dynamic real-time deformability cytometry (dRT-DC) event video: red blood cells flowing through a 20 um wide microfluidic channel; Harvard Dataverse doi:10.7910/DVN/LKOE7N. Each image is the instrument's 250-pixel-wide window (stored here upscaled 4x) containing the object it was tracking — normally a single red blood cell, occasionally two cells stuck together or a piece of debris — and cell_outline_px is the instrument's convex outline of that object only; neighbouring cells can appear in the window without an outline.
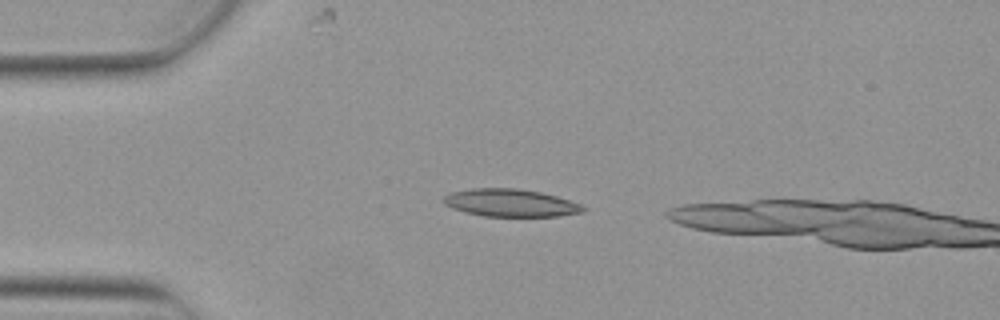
{"species": "Egyptian fruit bat (a non-hibernating species)", "species_latin": "Rousettus aegyptiacus", "temperature_condition": "warm", "stored_images_in_passage": 2, "camera_frame_rate_fps": 3000, "um_per_image_px": 0.085, "animal": {"sex": "female"}, "frame": {"image": 1, "passage_image": 1, "time_ms": 0.0, "image_size_px": [1000, 320], "cell_outline_px": [[588, 208], [584, 212], [560, 216], [484, 216], [464, 212], [452, 208], [444, 204], [440, 200], [444, 196], [452, 192], [472, 188], [520, 188], [540, 192], [556, 196], [580, 204]], "centroid_in_image_um": [43.38, 17.24], "position_along_channel_um": 41.6, "area_um2": 22.6}}